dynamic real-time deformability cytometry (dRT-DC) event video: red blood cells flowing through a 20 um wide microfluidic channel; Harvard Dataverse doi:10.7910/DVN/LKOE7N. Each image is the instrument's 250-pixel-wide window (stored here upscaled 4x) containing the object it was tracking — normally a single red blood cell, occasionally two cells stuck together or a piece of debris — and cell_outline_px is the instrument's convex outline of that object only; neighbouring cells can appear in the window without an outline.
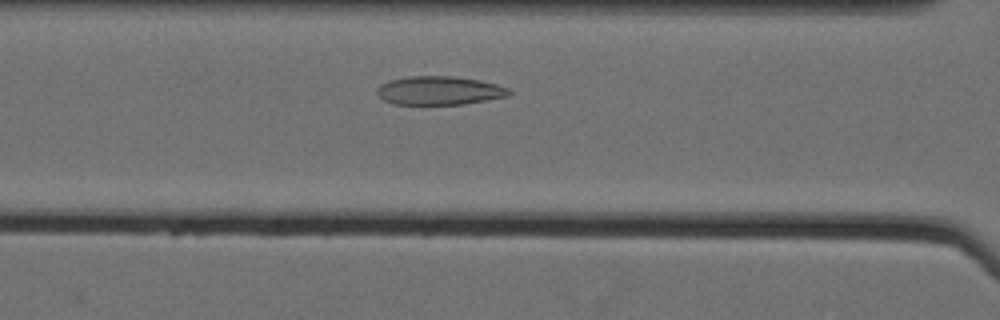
{"species": "Egyptian fruit bat (a non-hibernating species)", "species_latin": "Rousettus aegyptiacus", "temperature_condition": "cold", "stored_images_in_passage": 38, "camera_frame_rate_fps": 3000, "um_per_image_px": 0.085, "animal": {"sex": "female"}, "frame": {"image": 1, "passage_image": 13, "time_ms": 4.0, "image_size_px": [1000, 320], "cell_outline_px": [[512, 92], [508, 96], [464, 104], [392, 104], [384, 100], [376, 92], [376, 88], [380, 84], [388, 80], [408, 76], [456, 76], [480, 80], [496, 84], [508, 88]], "centroid_in_image_um": [37.32, 7.69], "position_along_channel_um": 129.3, "area_um2": 22.14}}
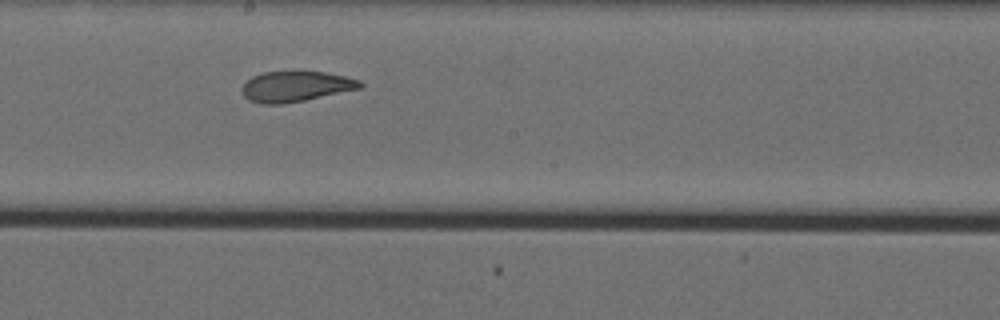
{"frame": {"image": 2, "passage_image": 21, "time_ms": 6.667, "image_size_px": [1000, 320], "cell_outline_px": [[364, 84], [360, 88], [304, 100], [284, 104], [260, 104], [248, 100], [244, 96], [240, 88], [252, 76], [264, 72], [324, 72], [344, 76], [360, 80]], "centroid_in_image_um": [25.1, 7.36], "position_along_channel_um": 223.1, "area_um2": 20.81}}
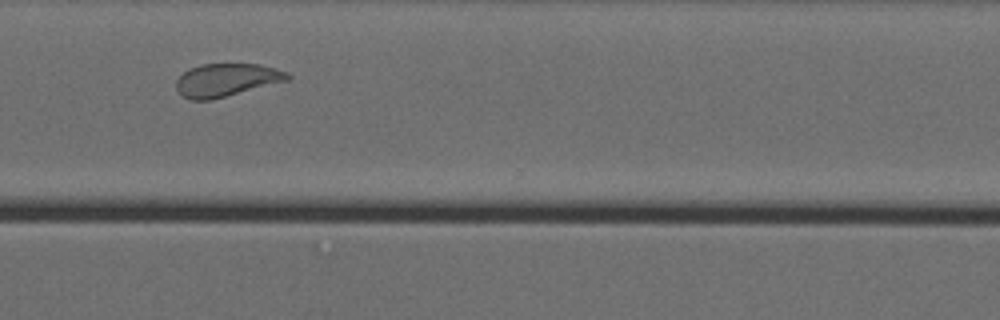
{"frame": {"image": 3, "passage_image": 32, "time_ms": 10.333, "image_size_px": [1000, 320], "cell_outline_px": [[292, 76], [288, 80], [212, 100], [188, 100], [180, 96], [176, 92], [176, 80], [184, 72], [192, 68], [204, 64], [260, 64], [276, 68], [288, 72]], "centroid_in_image_um": [19.23, 6.81], "position_along_channel_um": 351.4, "area_um2": 21.5}, "authors_computed_cell_mechanics": {"area_um2": 22.1663, "velocity_mm_per_s": 3.5146, "shape_relaxation_time_tau1_ms": 5.2806, "shape_relaxation_time_tau2_ms": 1.7289, "deformation_change_tau1": 0.1382, "deformation_change_tau2": 0.0588}}